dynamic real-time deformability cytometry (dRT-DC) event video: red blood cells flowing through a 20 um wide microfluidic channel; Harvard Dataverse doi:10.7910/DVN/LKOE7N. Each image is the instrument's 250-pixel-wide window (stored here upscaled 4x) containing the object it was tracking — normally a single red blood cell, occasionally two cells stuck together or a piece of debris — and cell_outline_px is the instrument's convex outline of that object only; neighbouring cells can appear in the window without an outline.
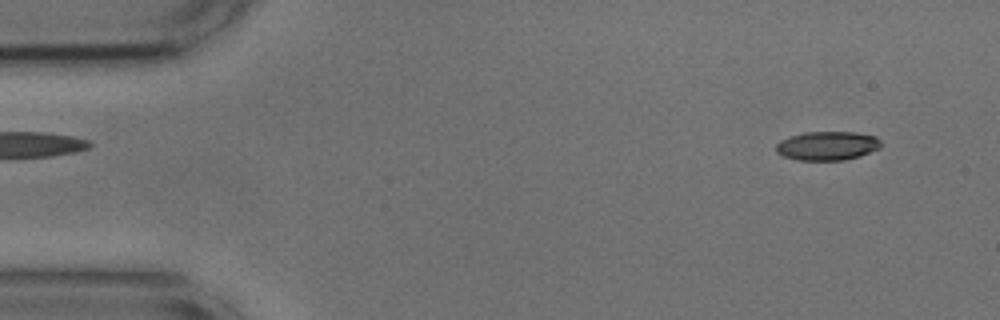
{"species": "common noctule bat (a hibernating species)", "species_latin": "Nyctalus noctula", "temperature_condition": "cold", "stored_images_in_passage": 49, "camera_frame_rate_fps": 3000, "um_per_image_px": 0.085, "animal": {"sex": "male", "body_mass_g": 17.9, "forearm_length_mm": 54.2}, "frame": {"image": 1, "passage_image": 3, "time_ms": 0.667, "image_size_px": [1000, 320], "cell_outline_px": [[880, 148], [860, 156], [844, 160], [796, 160], [784, 156], [776, 152], [776, 144], [780, 140], [804, 132], [856, 132], [876, 136], [880, 140]], "centroid_in_image_um": [70.33, 12.39], "position_along_channel_um": 14.7, "area_um2": 17.69}}
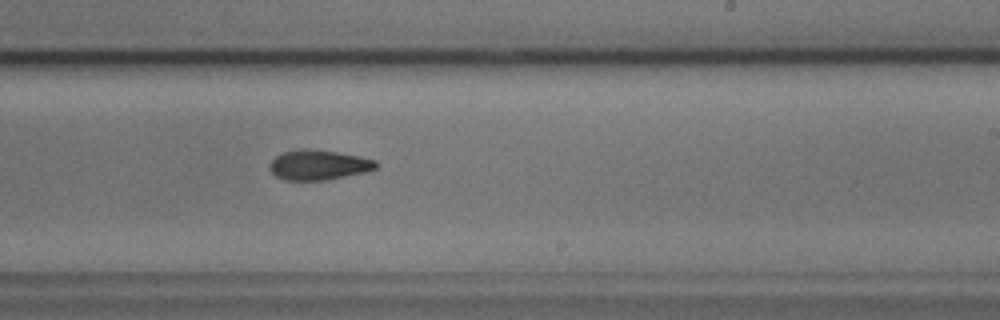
{"frame": {"image": 2, "passage_image": 31, "time_ms": 10.0, "image_size_px": [1000, 320], "cell_outline_px": [[380, 164], [376, 168], [364, 172], [324, 180], [284, 180], [276, 176], [268, 168], [272, 160], [276, 156], [284, 152], [304, 148], [336, 152], [360, 156], [376, 160]], "centroid_in_image_um": [27.08, 14.02], "position_along_channel_um": 261.9, "area_um2": 18.44}}
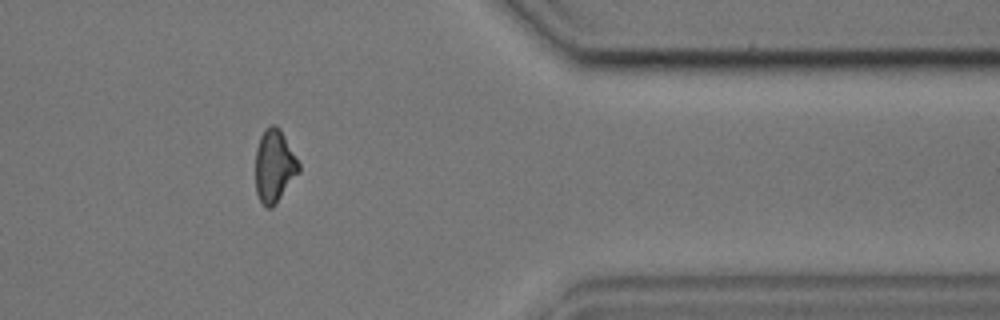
{"frame": {"image": 3, "passage_image": 43, "time_ms": 14.0, "image_size_px": [1000, 320], "cell_outline_px": [[300, 172], [276, 204], [272, 208], [264, 208], [256, 192], [256, 148], [260, 136], [264, 128], [272, 124], [276, 124], [280, 128], [300, 164]], "centroid_in_image_um": [23.32, 14.11], "position_along_channel_um": 388.1, "area_um2": 18.61}, "authors_computed_cell_mechanics": {"area_um2": 18.5538, "velocity_mm_per_s": 3.6691, "shape_relaxation_time_tau1_ms": 5.2151, "shape_relaxation_time_tau2_ms": 7.7401, "deformation_change_tau1": 0.1266, "deformation_change_tau2": 0.1653}}